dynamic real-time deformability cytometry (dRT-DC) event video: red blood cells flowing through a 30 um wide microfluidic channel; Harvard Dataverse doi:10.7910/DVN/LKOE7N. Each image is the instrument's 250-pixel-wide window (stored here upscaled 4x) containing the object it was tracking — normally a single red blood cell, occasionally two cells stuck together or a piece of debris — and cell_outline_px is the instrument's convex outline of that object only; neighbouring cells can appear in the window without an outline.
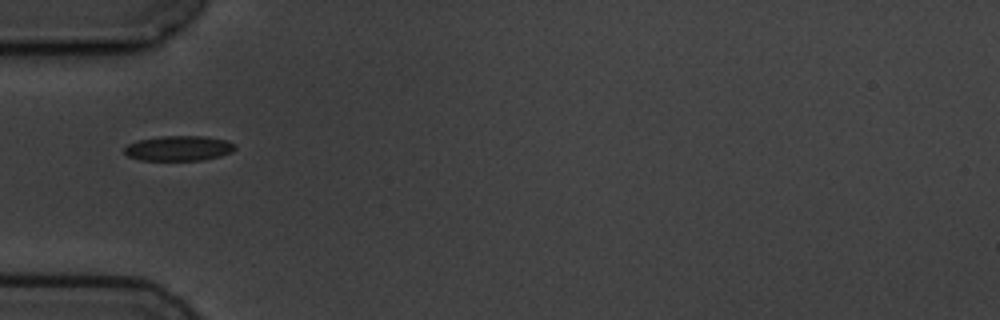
{"species": "common noctule bat (a hibernating species)", "species_latin": "Nyctalus noctula", "temperature_condition": "cold", "stored_images_in_passage": 7, "camera_frame_rate_fps": 3000, "um_per_image_px": 0.085, "animal": {"sex": "male", "body_mass_g": 19.5, "forearm_length_mm": 54.6}, "frame": {"image": 1, "passage_image": 6, "time_ms": 6.0, "image_size_px": [1000, 320], "cell_outline_px": [[236, 148], [232, 152], [220, 156], [200, 160], [140, 160], [128, 156], [124, 152], [124, 148], [128, 144], [136, 140], [160, 136], [204, 136], [224, 140], [236, 144]], "centroid_in_image_um": [15.17, 12.6], "position_along_channel_um": 69.8, "area_um2": 16.18}}
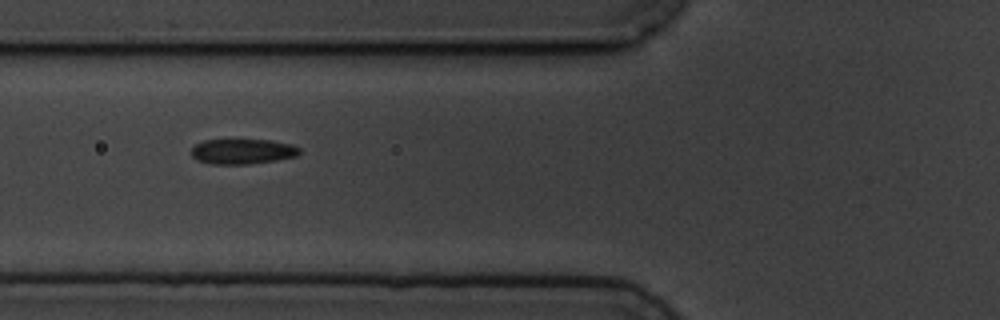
{"frame": {"image": 2, "passage_image": 7, "time_ms": 7.0, "image_size_px": [1000, 320], "cell_outline_px": [[300, 152], [296, 156], [276, 160], [248, 164], [212, 164], [196, 160], [192, 156], [192, 148], [196, 144], [204, 140], [272, 140], [292, 144], [300, 148]], "centroid_in_image_um": [20.62, 12.87], "position_along_channel_um": 105.2, "area_um2": 15.84}}